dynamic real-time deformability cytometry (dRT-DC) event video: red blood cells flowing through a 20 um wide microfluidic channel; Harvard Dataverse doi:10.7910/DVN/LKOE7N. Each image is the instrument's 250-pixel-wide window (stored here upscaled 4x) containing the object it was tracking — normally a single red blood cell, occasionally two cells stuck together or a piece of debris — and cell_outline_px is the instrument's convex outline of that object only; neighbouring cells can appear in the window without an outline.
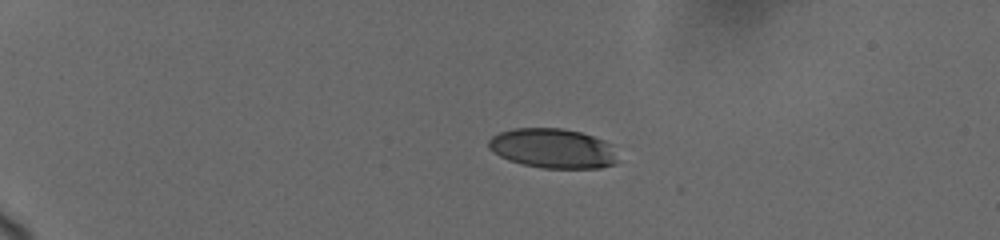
{"species": "human", "species_latin": "Homo sapiens", "temperature_condition": "cold", "stored_images_in_passage": 33, "camera_frame_rate_fps": 3000, "um_per_image_px": 0.085, "donor": {"sex": "female"}, "frame": {"image": 1, "passage_image": 1, "time_ms": 0.0, "image_size_px": [1000, 240], "cell_outline_px": [[616, 164], [600, 168], [544, 168], [524, 164], [508, 160], [492, 152], [488, 148], [488, 140], [492, 136], [500, 132], [512, 128], [560, 128], [580, 132], [604, 140], [612, 144], [616, 160]], "centroid_in_image_um": [46.97, 12.61], "position_along_channel_um": 38.0, "area_um2": 29.88}}
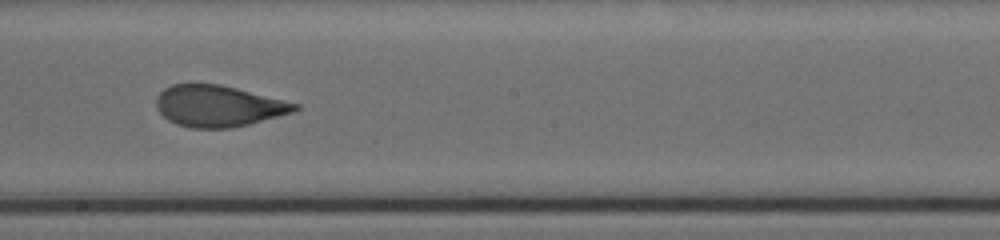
{"frame": {"image": 2, "passage_image": 19, "time_ms": 7.333, "image_size_px": [1000, 240], "cell_outline_px": [[300, 108], [292, 112], [248, 124], [228, 128], [192, 128], [176, 124], [168, 120], [156, 108], [156, 96], [164, 88], [172, 84], [220, 84], [300, 104]], "centroid_in_image_um": [18.52, 9.01], "position_along_channel_um": 229.7, "area_um2": 33.12}}
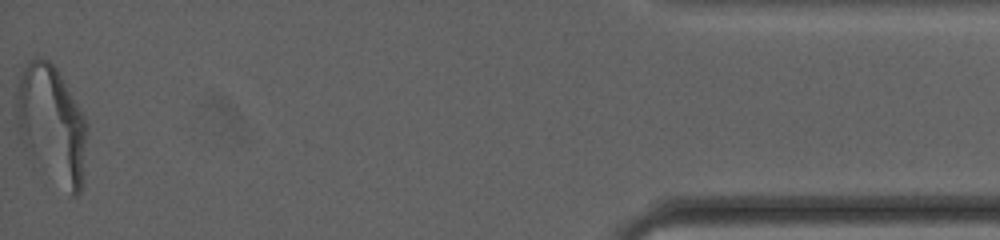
{"frame": {"image": 3, "passage_image": 33, "time_ms": 14.667, "image_size_px": [1000, 240], "cell_outline_px": [[88, 128], [80, 192], [76, 196], [72, 196], [32, 164], [20, 140], [12, 116], [16, 96], [20, 80], [24, 68], [28, 60], [36, 56], [40, 56], [48, 60], [56, 68], [88, 124]], "centroid_in_image_um": [4.32, 10.61], "position_along_channel_um": 430.9, "area_um2": 49.3}, "authors_computed_cell_mechanics": {"area_um2": 33.235, "velocity_mm_per_s": 3.6734, "shape_relaxation_time_tau1_ms": 5.2483, "shape_relaxation_time_tau2_ms": 0.8142, "deformation_change_tau1": 0.1983, "deformation_change_tau2": 0.0703}}